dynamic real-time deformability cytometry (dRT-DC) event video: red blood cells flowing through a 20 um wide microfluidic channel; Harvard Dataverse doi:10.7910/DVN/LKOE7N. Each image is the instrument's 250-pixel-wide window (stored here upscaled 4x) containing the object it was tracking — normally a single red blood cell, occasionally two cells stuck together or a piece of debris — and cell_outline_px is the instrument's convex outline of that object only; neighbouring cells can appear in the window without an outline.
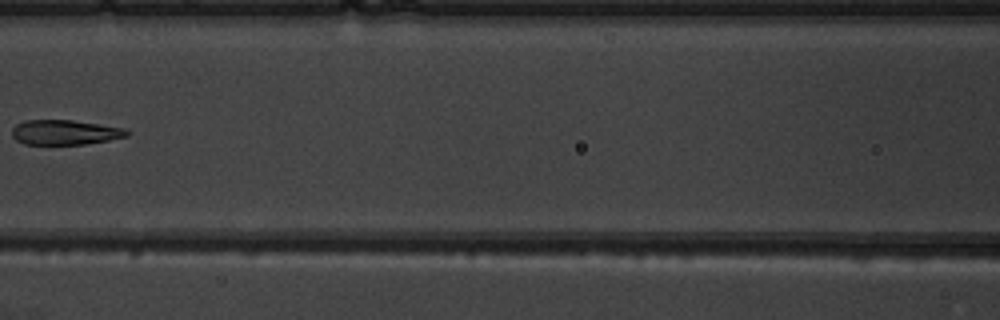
{"species": "common noctule bat (a hibernating species)", "species_latin": "Nyctalus noctula", "temperature_condition": "warm", "stored_images_in_passage": 7, "camera_frame_rate_fps": 3000, "um_per_image_px": 0.085, "animal": {"sex": "male", "body_mass_g": 19.5, "forearm_length_mm": 54.6}, "frame": {"image": 1, "passage_image": 7, "time_ms": 7.667, "image_size_px": [1000, 320], "cell_outline_px": [[132, 132], [128, 136], [108, 140], [84, 144], [24, 144], [16, 140], [12, 136], [12, 128], [16, 124], [24, 120], [72, 120], [128, 128]], "centroid_in_image_um": [5.55, 11.24], "position_along_channel_um": 161.0, "area_um2": 16.82}}